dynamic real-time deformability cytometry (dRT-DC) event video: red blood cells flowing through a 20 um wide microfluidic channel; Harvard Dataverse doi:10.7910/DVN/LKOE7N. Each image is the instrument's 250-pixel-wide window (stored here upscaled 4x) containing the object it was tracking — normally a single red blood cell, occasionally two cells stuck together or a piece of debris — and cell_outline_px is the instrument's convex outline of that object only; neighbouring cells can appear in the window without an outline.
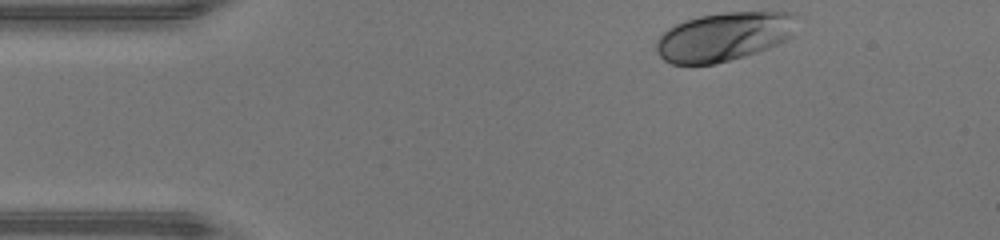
{"species": "human", "species_latin": "Homo sapiens", "temperature_condition": "warm", "stored_images_in_passage": 33, "camera_frame_rate_fps": 3000, "um_per_image_px": 0.085, "donor": {"sex": "male"}, "frame": {"image": 1, "passage_image": 1, "time_ms": 0.0, "image_size_px": [1000, 240], "cell_outline_px": [[796, 16], [792, 36], [768, 48], [756, 52], [716, 64], [672, 64], [664, 60], [656, 52], [656, 40], [668, 28], [684, 20], [700, 16], [724, 12], [796, 12]], "centroid_in_image_um": [61.5, 3.11], "position_along_channel_um": 23.5, "area_um2": 39.82}}
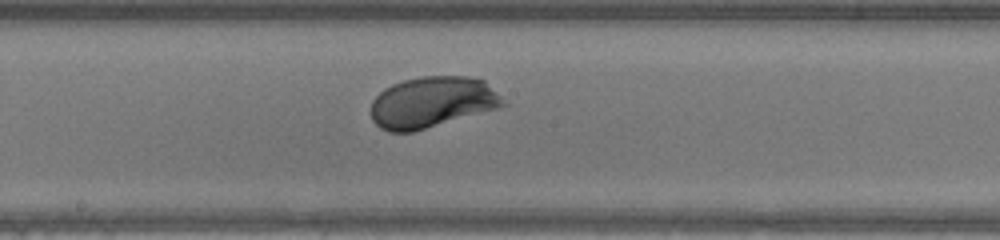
{"frame": {"image": 2, "passage_image": 19, "time_ms": 6.0, "image_size_px": [1000, 240], "cell_outline_px": [[508, 104], [496, 108], [412, 132], [388, 132], [380, 128], [372, 120], [372, 100], [384, 88], [392, 84], [404, 80], [420, 76], [468, 76], [484, 80]], "centroid_in_image_um": [36.7, 8.68], "position_along_channel_um": 211.5, "area_um2": 39.02}}
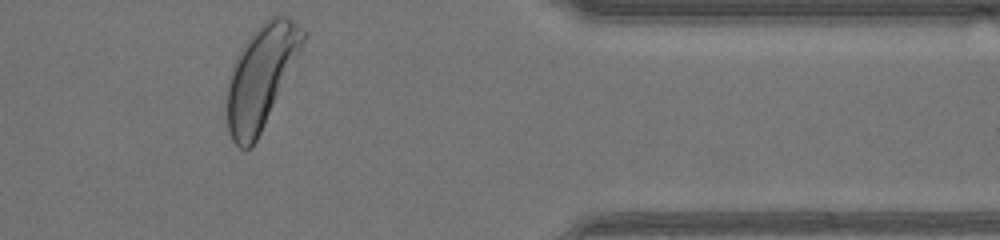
{"frame": {"image": 3, "passage_image": 33, "time_ms": 10.667, "image_size_px": [1000, 240], "cell_outline_px": [[308, 36], [252, 148], [240, 148], [232, 140], [228, 128], [224, 96], [232, 68], [244, 44], [252, 32], [268, 16], [288, 16], [308, 32]], "centroid_in_image_um": [22.18, 6.48], "position_along_channel_um": 389.2, "area_um2": 45.14}, "authors_computed_cell_mechanics": {"area_um2": 39.0728, "velocity_mm_per_s": 4.3447, "shape_relaxation_time_tau1_ms": 1.8888, "shape_relaxation_time_tau2_ms": null, "deformation_change_tau1": 0.1492, "deformation_change_tau2": null}}